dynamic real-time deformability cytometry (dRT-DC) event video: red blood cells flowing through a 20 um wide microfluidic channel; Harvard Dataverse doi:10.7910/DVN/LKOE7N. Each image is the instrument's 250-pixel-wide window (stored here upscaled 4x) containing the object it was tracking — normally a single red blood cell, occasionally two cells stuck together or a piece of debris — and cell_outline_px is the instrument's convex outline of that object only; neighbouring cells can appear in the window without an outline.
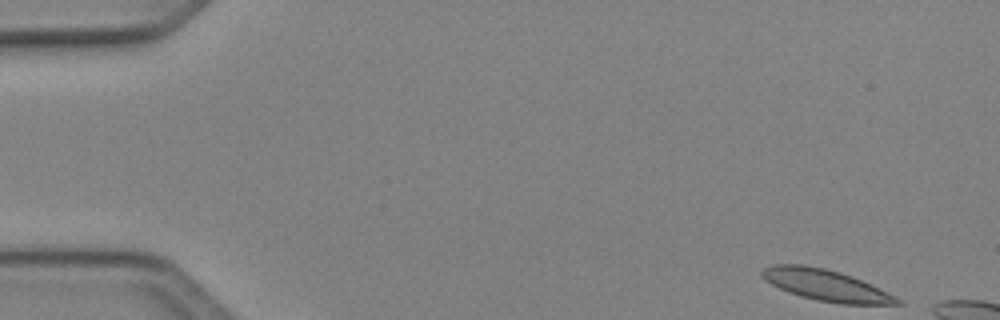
{"species": "Egyptian fruit bat (a non-hibernating species)", "species_latin": "Rousettus aegyptiacus", "temperature_condition": "cold", "stored_images_in_passage": 8, "camera_frame_rate_fps": 3000, "um_per_image_px": 0.085, "animal": {"sex": "female"}, "frame": {"image": 1, "passage_image": 1, "time_ms": 0.0, "image_size_px": [1000, 320], "cell_outline_px": [[904, 304], [840, 304], [816, 300], [800, 296], [788, 292], [764, 280], [760, 276], [760, 272], [764, 268], [772, 264], [804, 264], [824, 268], [840, 272], [852, 276], [904, 300]], "centroid_in_image_um": [70.18, 24.24], "position_along_channel_um": 14.8, "area_um2": 24.68}}